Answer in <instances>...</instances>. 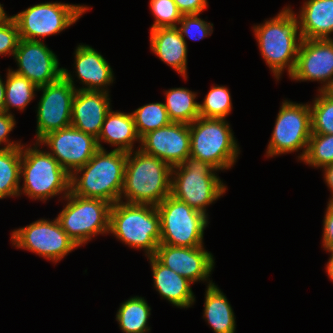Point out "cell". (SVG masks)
Listing matches in <instances>:
<instances>
[{
    "label": "cell",
    "mask_w": 333,
    "mask_h": 333,
    "mask_svg": "<svg viewBox=\"0 0 333 333\" xmlns=\"http://www.w3.org/2000/svg\"><path fill=\"white\" fill-rule=\"evenodd\" d=\"M303 161L324 168L333 163V134H311Z\"/></svg>",
    "instance_id": "33"
},
{
    "label": "cell",
    "mask_w": 333,
    "mask_h": 333,
    "mask_svg": "<svg viewBox=\"0 0 333 333\" xmlns=\"http://www.w3.org/2000/svg\"><path fill=\"white\" fill-rule=\"evenodd\" d=\"M204 317L215 333H234L235 318L227 298L212 283L208 284L205 294Z\"/></svg>",
    "instance_id": "25"
},
{
    "label": "cell",
    "mask_w": 333,
    "mask_h": 333,
    "mask_svg": "<svg viewBox=\"0 0 333 333\" xmlns=\"http://www.w3.org/2000/svg\"><path fill=\"white\" fill-rule=\"evenodd\" d=\"M198 16L199 14L182 15V19L178 23V25L181 24V27H177V29L184 40V35L192 40H200L211 34L213 24L201 20Z\"/></svg>",
    "instance_id": "35"
},
{
    "label": "cell",
    "mask_w": 333,
    "mask_h": 333,
    "mask_svg": "<svg viewBox=\"0 0 333 333\" xmlns=\"http://www.w3.org/2000/svg\"><path fill=\"white\" fill-rule=\"evenodd\" d=\"M182 15L199 14L207 7V0H173Z\"/></svg>",
    "instance_id": "38"
},
{
    "label": "cell",
    "mask_w": 333,
    "mask_h": 333,
    "mask_svg": "<svg viewBox=\"0 0 333 333\" xmlns=\"http://www.w3.org/2000/svg\"><path fill=\"white\" fill-rule=\"evenodd\" d=\"M325 91L333 97V81Z\"/></svg>",
    "instance_id": "44"
},
{
    "label": "cell",
    "mask_w": 333,
    "mask_h": 333,
    "mask_svg": "<svg viewBox=\"0 0 333 333\" xmlns=\"http://www.w3.org/2000/svg\"><path fill=\"white\" fill-rule=\"evenodd\" d=\"M325 170V181L332 190V198L330 201H333V163L324 167Z\"/></svg>",
    "instance_id": "40"
},
{
    "label": "cell",
    "mask_w": 333,
    "mask_h": 333,
    "mask_svg": "<svg viewBox=\"0 0 333 333\" xmlns=\"http://www.w3.org/2000/svg\"><path fill=\"white\" fill-rule=\"evenodd\" d=\"M88 9L81 5L64 3H41L12 16L20 39L40 41L36 37L57 34L75 23Z\"/></svg>",
    "instance_id": "10"
},
{
    "label": "cell",
    "mask_w": 333,
    "mask_h": 333,
    "mask_svg": "<svg viewBox=\"0 0 333 333\" xmlns=\"http://www.w3.org/2000/svg\"><path fill=\"white\" fill-rule=\"evenodd\" d=\"M160 217V244L181 247L202 246L207 215L185 202L167 196L156 206Z\"/></svg>",
    "instance_id": "8"
},
{
    "label": "cell",
    "mask_w": 333,
    "mask_h": 333,
    "mask_svg": "<svg viewBox=\"0 0 333 333\" xmlns=\"http://www.w3.org/2000/svg\"><path fill=\"white\" fill-rule=\"evenodd\" d=\"M150 310L145 299L136 296L122 303L116 320L125 333H145L150 330L147 327Z\"/></svg>",
    "instance_id": "28"
},
{
    "label": "cell",
    "mask_w": 333,
    "mask_h": 333,
    "mask_svg": "<svg viewBox=\"0 0 333 333\" xmlns=\"http://www.w3.org/2000/svg\"><path fill=\"white\" fill-rule=\"evenodd\" d=\"M298 30L299 20L286 7L275 18L254 27L261 55L277 79L284 68L287 67L289 76L295 69L302 41L301 34H297Z\"/></svg>",
    "instance_id": "3"
},
{
    "label": "cell",
    "mask_w": 333,
    "mask_h": 333,
    "mask_svg": "<svg viewBox=\"0 0 333 333\" xmlns=\"http://www.w3.org/2000/svg\"><path fill=\"white\" fill-rule=\"evenodd\" d=\"M21 147L11 142L0 148V199L20 195Z\"/></svg>",
    "instance_id": "26"
},
{
    "label": "cell",
    "mask_w": 333,
    "mask_h": 333,
    "mask_svg": "<svg viewBox=\"0 0 333 333\" xmlns=\"http://www.w3.org/2000/svg\"><path fill=\"white\" fill-rule=\"evenodd\" d=\"M5 112V83L0 78V113Z\"/></svg>",
    "instance_id": "41"
},
{
    "label": "cell",
    "mask_w": 333,
    "mask_h": 333,
    "mask_svg": "<svg viewBox=\"0 0 333 333\" xmlns=\"http://www.w3.org/2000/svg\"><path fill=\"white\" fill-rule=\"evenodd\" d=\"M126 159L125 151L114 149L107 153L105 149H99L84 166L71 174L70 191L76 196L101 199L111 205L121 201ZM79 172L82 173L80 179L77 178Z\"/></svg>",
    "instance_id": "1"
},
{
    "label": "cell",
    "mask_w": 333,
    "mask_h": 333,
    "mask_svg": "<svg viewBox=\"0 0 333 333\" xmlns=\"http://www.w3.org/2000/svg\"><path fill=\"white\" fill-rule=\"evenodd\" d=\"M108 92L77 89L72 101L71 125L98 138L111 110Z\"/></svg>",
    "instance_id": "19"
},
{
    "label": "cell",
    "mask_w": 333,
    "mask_h": 333,
    "mask_svg": "<svg viewBox=\"0 0 333 333\" xmlns=\"http://www.w3.org/2000/svg\"><path fill=\"white\" fill-rule=\"evenodd\" d=\"M299 19L302 39H330L333 32V0H308Z\"/></svg>",
    "instance_id": "23"
},
{
    "label": "cell",
    "mask_w": 333,
    "mask_h": 333,
    "mask_svg": "<svg viewBox=\"0 0 333 333\" xmlns=\"http://www.w3.org/2000/svg\"><path fill=\"white\" fill-rule=\"evenodd\" d=\"M311 108L312 134H333V97L320 91Z\"/></svg>",
    "instance_id": "32"
},
{
    "label": "cell",
    "mask_w": 333,
    "mask_h": 333,
    "mask_svg": "<svg viewBox=\"0 0 333 333\" xmlns=\"http://www.w3.org/2000/svg\"><path fill=\"white\" fill-rule=\"evenodd\" d=\"M151 262L154 286L162 297L176 307L188 308L195 301L188 279L162 265L154 256L148 257Z\"/></svg>",
    "instance_id": "22"
},
{
    "label": "cell",
    "mask_w": 333,
    "mask_h": 333,
    "mask_svg": "<svg viewBox=\"0 0 333 333\" xmlns=\"http://www.w3.org/2000/svg\"><path fill=\"white\" fill-rule=\"evenodd\" d=\"M43 94L37 110V141L52 131L71 125L72 101L77 89L68 70L63 76L50 84L38 87Z\"/></svg>",
    "instance_id": "12"
},
{
    "label": "cell",
    "mask_w": 333,
    "mask_h": 333,
    "mask_svg": "<svg viewBox=\"0 0 333 333\" xmlns=\"http://www.w3.org/2000/svg\"><path fill=\"white\" fill-rule=\"evenodd\" d=\"M5 83V112L8 113L10 107L24 110L26 105L33 99L34 91L38 87L29 79L8 69Z\"/></svg>",
    "instance_id": "29"
},
{
    "label": "cell",
    "mask_w": 333,
    "mask_h": 333,
    "mask_svg": "<svg viewBox=\"0 0 333 333\" xmlns=\"http://www.w3.org/2000/svg\"><path fill=\"white\" fill-rule=\"evenodd\" d=\"M69 201L57 219L67 235L81 246L92 235L109 233L111 204L93 198H83L71 191L64 196Z\"/></svg>",
    "instance_id": "9"
},
{
    "label": "cell",
    "mask_w": 333,
    "mask_h": 333,
    "mask_svg": "<svg viewBox=\"0 0 333 333\" xmlns=\"http://www.w3.org/2000/svg\"><path fill=\"white\" fill-rule=\"evenodd\" d=\"M177 170V172L175 171ZM211 164L187 157L181 164L172 167L171 196L206 215V206L218 199L226 187L213 171ZM174 173V174H173Z\"/></svg>",
    "instance_id": "5"
},
{
    "label": "cell",
    "mask_w": 333,
    "mask_h": 333,
    "mask_svg": "<svg viewBox=\"0 0 333 333\" xmlns=\"http://www.w3.org/2000/svg\"><path fill=\"white\" fill-rule=\"evenodd\" d=\"M21 147L23 191L33 199L47 200L65 191L70 192L71 175L49 153L35 148ZM67 191V192H66Z\"/></svg>",
    "instance_id": "7"
},
{
    "label": "cell",
    "mask_w": 333,
    "mask_h": 333,
    "mask_svg": "<svg viewBox=\"0 0 333 333\" xmlns=\"http://www.w3.org/2000/svg\"><path fill=\"white\" fill-rule=\"evenodd\" d=\"M20 40L18 26L15 20L7 17L0 23V55H14Z\"/></svg>",
    "instance_id": "36"
},
{
    "label": "cell",
    "mask_w": 333,
    "mask_h": 333,
    "mask_svg": "<svg viewBox=\"0 0 333 333\" xmlns=\"http://www.w3.org/2000/svg\"><path fill=\"white\" fill-rule=\"evenodd\" d=\"M140 141V150L159 158L171 167L181 164L190 156L188 124L171 122L167 126L148 132Z\"/></svg>",
    "instance_id": "16"
},
{
    "label": "cell",
    "mask_w": 333,
    "mask_h": 333,
    "mask_svg": "<svg viewBox=\"0 0 333 333\" xmlns=\"http://www.w3.org/2000/svg\"><path fill=\"white\" fill-rule=\"evenodd\" d=\"M290 77L326 82L319 91L326 90L333 81V39H302Z\"/></svg>",
    "instance_id": "17"
},
{
    "label": "cell",
    "mask_w": 333,
    "mask_h": 333,
    "mask_svg": "<svg viewBox=\"0 0 333 333\" xmlns=\"http://www.w3.org/2000/svg\"><path fill=\"white\" fill-rule=\"evenodd\" d=\"M323 246L326 250H333V201H329L324 217Z\"/></svg>",
    "instance_id": "37"
},
{
    "label": "cell",
    "mask_w": 333,
    "mask_h": 333,
    "mask_svg": "<svg viewBox=\"0 0 333 333\" xmlns=\"http://www.w3.org/2000/svg\"><path fill=\"white\" fill-rule=\"evenodd\" d=\"M268 145L267 155L274 156L305 148L299 156L303 160L312 134L310 105L282 102Z\"/></svg>",
    "instance_id": "11"
},
{
    "label": "cell",
    "mask_w": 333,
    "mask_h": 333,
    "mask_svg": "<svg viewBox=\"0 0 333 333\" xmlns=\"http://www.w3.org/2000/svg\"><path fill=\"white\" fill-rule=\"evenodd\" d=\"M18 69L13 71L29 79L37 87L59 80L63 69L59 68L56 55L42 41L20 39L13 55Z\"/></svg>",
    "instance_id": "15"
},
{
    "label": "cell",
    "mask_w": 333,
    "mask_h": 333,
    "mask_svg": "<svg viewBox=\"0 0 333 333\" xmlns=\"http://www.w3.org/2000/svg\"><path fill=\"white\" fill-rule=\"evenodd\" d=\"M150 7L156 18L150 30L177 27L176 23L182 19V13L173 0H150Z\"/></svg>",
    "instance_id": "34"
},
{
    "label": "cell",
    "mask_w": 333,
    "mask_h": 333,
    "mask_svg": "<svg viewBox=\"0 0 333 333\" xmlns=\"http://www.w3.org/2000/svg\"><path fill=\"white\" fill-rule=\"evenodd\" d=\"M190 156L217 170L228 169L238 157V145L225 119L198 117L191 124Z\"/></svg>",
    "instance_id": "6"
},
{
    "label": "cell",
    "mask_w": 333,
    "mask_h": 333,
    "mask_svg": "<svg viewBox=\"0 0 333 333\" xmlns=\"http://www.w3.org/2000/svg\"><path fill=\"white\" fill-rule=\"evenodd\" d=\"M14 116L9 112L0 113V145L3 142L8 143V134L15 126Z\"/></svg>",
    "instance_id": "39"
},
{
    "label": "cell",
    "mask_w": 333,
    "mask_h": 333,
    "mask_svg": "<svg viewBox=\"0 0 333 333\" xmlns=\"http://www.w3.org/2000/svg\"><path fill=\"white\" fill-rule=\"evenodd\" d=\"M11 238L16 247L30 250L55 262L78 247L62 229L57 218L53 222L37 220L14 230Z\"/></svg>",
    "instance_id": "13"
},
{
    "label": "cell",
    "mask_w": 333,
    "mask_h": 333,
    "mask_svg": "<svg viewBox=\"0 0 333 333\" xmlns=\"http://www.w3.org/2000/svg\"><path fill=\"white\" fill-rule=\"evenodd\" d=\"M132 115L140 138L171 123L164 103L146 104L136 109Z\"/></svg>",
    "instance_id": "30"
},
{
    "label": "cell",
    "mask_w": 333,
    "mask_h": 333,
    "mask_svg": "<svg viewBox=\"0 0 333 333\" xmlns=\"http://www.w3.org/2000/svg\"><path fill=\"white\" fill-rule=\"evenodd\" d=\"M38 142L49 146V153L70 175L99 150L97 138L72 125L47 133Z\"/></svg>",
    "instance_id": "14"
},
{
    "label": "cell",
    "mask_w": 333,
    "mask_h": 333,
    "mask_svg": "<svg viewBox=\"0 0 333 333\" xmlns=\"http://www.w3.org/2000/svg\"><path fill=\"white\" fill-rule=\"evenodd\" d=\"M109 231L133 248L154 256L160 244V217L156 206L118 201L111 205Z\"/></svg>",
    "instance_id": "4"
},
{
    "label": "cell",
    "mask_w": 333,
    "mask_h": 333,
    "mask_svg": "<svg viewBox=\"0 0 333 333\" xmlns=\"http://www.w3.org/2000/svg\"><path fill=\"white\" fill-rule=\"evenodd\" d=\"M331 252V256L329 259V262L327 264V272H328V276L331 278V280L333 281V250L328 251Z\"/></svg>",
    "instance_id": "42"
},
{
    "label": "cell",
    "mask_w": 333,
    "mask_h": 333,
    "mask_svg": "<svg viewBox=\"0 0 333 333\" xmlns=\"http://www.w3.org/2000/svg\"><path fill=\"white\" fill-rule=\"evenodd\" d=\"M150 32L154 54L187 78V44L177 27L157 28Z\"/></svg>",
    "instance_id": "21"
},
{
    "label": "cell",
    "mask_w": 333,
    "mask_h": 333,
    "mask_svg": "<svg viewBox=\"0 0 333 333\" xmlns=\"http://www.w3.org/2000/svg\"><path fill=\"white\" fill-rule=\"evenodd\" d=\"M8 16L6 15L2 5L0 4V23L3 22Z\"/></svg>",
    "instance_id": "43"
},
{
    "label": "cell",
    "mask_w": 333,
    "mask_h": 333,
    "mask_svg": "<svg viewBox=\"0 0 333 333\" xmlns=\"http://www.w3.org/2000/svg\"><path fill=\"white\" fill-rule=\"evenodd\" d=\"M154 257L190 282L206 280L214 267L211 253L199 247L159 244Z\"/></svg>",
    "instance_id": "18"
},
{
    "label": "cell",
    "mask_w": 333,
    "mask_h": 333,
    "mask_svg": "<svg viewBox=\"0 0 333 333\" xmlns=\"http://www.w3.org/2000/svg\"><path fill=\"white\" fill-rule=\"evenodd\" d=\"M196 94L189 89L173 88L166 91L164 103L171 122L191 124L200 117L199 103L194 101Z\"/></svg>",
    "instance_id": "27"
},
{
    "label": "cell",
    "mask_w": 333,
    "mask_h": 333,
    "mask_svg": "<svg viewBox=\"0 0 333 333\" xmlns=\"http://www.w3.org/2000/svg\"><path fill=\"white\" fill-rule=\"evenodd\" d=\"M127 152L122 193L126 203L157 206L171 195L172 167L138 149L134 157Z\"/></svg>",
    "instance_id": "2"
},
{
    "label": "cell",
    "mask_w": 333,
    "mask_h": 333,
    "mask_svg": "<svg viewBox=\"0 0 333 333\" xmlns=\"http://www.w3.org/2000/svg\"><path fill=\"white\" fill-rule=\"evenodd\" d=\"M75 61L78 78L87 85L81 90L108 92L101 87L113 82V71L100 53L88 45H79Z\"/></svg>",
    "instance_id": "20"
},
{
    "label": "cell",
    "mask_w": 333,
    "mask_h": 333,
    "mask_svg": "<svg viewBox=\"0 0 333 333\" xmlns=\"http://www.w3.org/2000/svg\"><path fill=\"white\" fill-rule=\"evenodd\" d=\"M100 139L118 146L115 150L132 152L133 142L141 140L132 113L127 114L110 110L104 119L101 132L97 138L99 149H104L100 144Z\"/></svg>",
    "instance_id": "24"
},
{
    "label": "cell",
    "mask_w": 333,
    "mask_h": 333,
    "mask_svg": "<svg viewBox=\"0 0 333 333\" xmlns=\"http://www.w3.org/2000/svg\"><path fill=\"white\" fill-rule=\"evenodd\" d=\"M232 103L229 90L224 86H214L199 104L200 117L225 119L231 112Z\"/></svg>",
    "instance_id": "31"
}]
</instances>
